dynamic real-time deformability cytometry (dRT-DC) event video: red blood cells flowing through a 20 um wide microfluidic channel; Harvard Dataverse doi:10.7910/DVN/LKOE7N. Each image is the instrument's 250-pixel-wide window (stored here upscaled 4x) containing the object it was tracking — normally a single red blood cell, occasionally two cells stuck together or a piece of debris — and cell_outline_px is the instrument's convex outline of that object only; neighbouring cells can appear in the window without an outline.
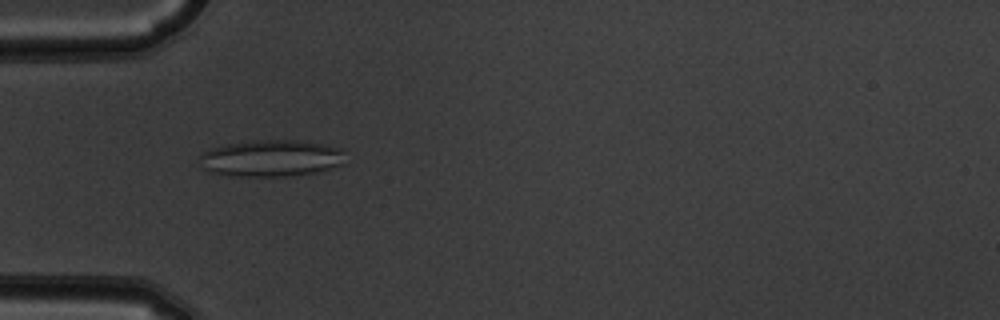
{"species": "common noctule bat (a hibernating species)", "species_latin": "Nyctalus noctula", "temperature_condition": "warm", "stored_images_in_passage": 38, "camera_frame_rate_fps": 3000, "um_per_image_px": 0.085, "animal": {"sex": "male", "body_mass_g": 19.5, "forearm_length_mm": 54.6}, "frame": {"image": 1, "passage_image": 2, "time_ms": 0.333, "image_size_px": [1000, 320], "cell_outline_px": [[344, 164], [320, 172], [292, 176], [228, 176], [208, 172], [200, 168], [200, 156], [204, 152], [212, 148], [228, 144], [252, 140], [296, 140], [324, 144], [344, 148]], "centroid_in_image_um": [23.07, 13.46], "position_along_channel_um": 61.9, "area_um2": 31.73}}
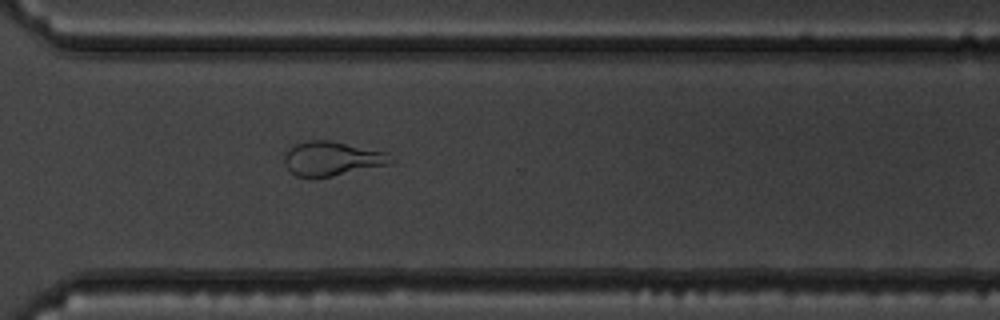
{"frame": {"image": 2, "passage_image": 24, "time_ms": 7.667, "image_size_px": [1000, 320], "cell_outline_px": [[396, 160], [392, 164], [312, 180], [296, 176], [284, 164], [284, 156], [288, 148], [296, 144], [308, 140], [332, 140], [388, 152]], "centroid_in_image_um": [28.24, 13.5], "position_along_channel_um": 342.4, "area_um2": 21.91}}
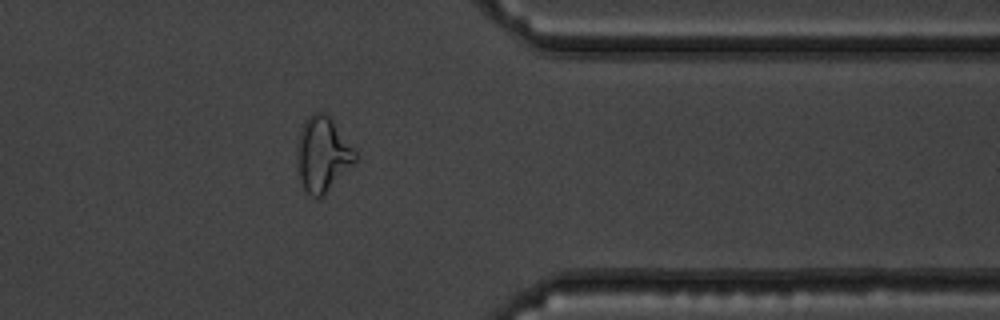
{"frame": {"image": 3, "passage_image": 28, "time_ms": 9.0, "image_size_px": [1000, 320], "cell_outline_px": [[356, 160], [324, 196], [320, 200], [316, 200], [304, 188], [300, 180], [296, 164], [296, 160], [300, 132], [304, 120], [312, 112], [324, 112], [332, 120], [356, 152]], "centroid_in_image_um": [27.39, 13.15], "position_along_channel_um": 384.0, "area_um2": 25.2}, "authors_computed_cell_mechanics": {"area_um2": 22.3397, "velocity_mm_per_s": 3.863, "shape_relaxation_time_tau1_ms": null, "shape_relaxation_time_tau2_ms": 1.314, "deformation_change_tau1": null, "deformation_change_tau2": 0.0957}}